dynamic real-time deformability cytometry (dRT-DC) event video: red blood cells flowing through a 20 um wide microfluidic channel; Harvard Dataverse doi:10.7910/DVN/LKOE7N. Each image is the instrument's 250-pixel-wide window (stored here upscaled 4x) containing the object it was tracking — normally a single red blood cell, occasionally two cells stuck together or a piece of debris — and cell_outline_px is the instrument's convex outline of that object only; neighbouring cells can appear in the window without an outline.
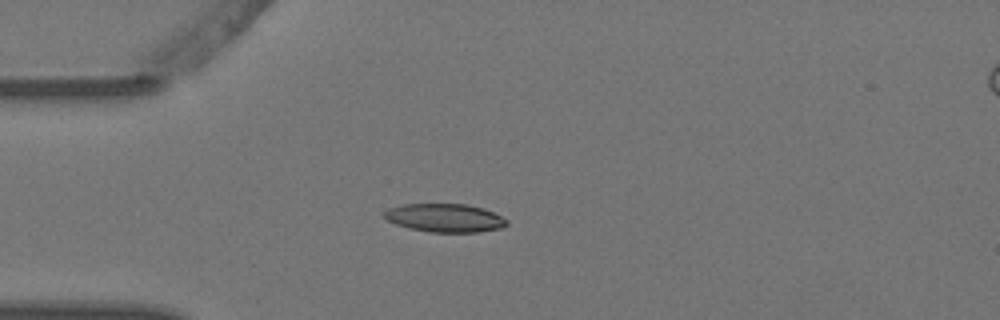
{"species": "Egyptian fruit bat (a non-hibernating species)", "species_latin": "Rousettus aegyptiacus", "temperature_condition": "warm", "stored_images_in_passage": 3, "segment_of_instrument_passage": [1, 2], "camera_frame_rate_fps": 3000, "um_per_image_px": 0.085, "animal": {"sex": "female"}, "frame": {"image": 1, "passage_image": 2, "time_ms": 0.333, "image_size_px": [1000, 320], "cell_outline_px": [[508, 224], [504, 228], [476, 232], [428, 232], [408, 228], [396, 224], [388, 220], [384, 216], [384, 212], [388, 208], [400, 204], [468, 204], [492, 212], [508, 220]], "centroid_in_image_um": [37.81, 18.52], "position_along_channel_um": 47.2, "area_um2": 20.29}}